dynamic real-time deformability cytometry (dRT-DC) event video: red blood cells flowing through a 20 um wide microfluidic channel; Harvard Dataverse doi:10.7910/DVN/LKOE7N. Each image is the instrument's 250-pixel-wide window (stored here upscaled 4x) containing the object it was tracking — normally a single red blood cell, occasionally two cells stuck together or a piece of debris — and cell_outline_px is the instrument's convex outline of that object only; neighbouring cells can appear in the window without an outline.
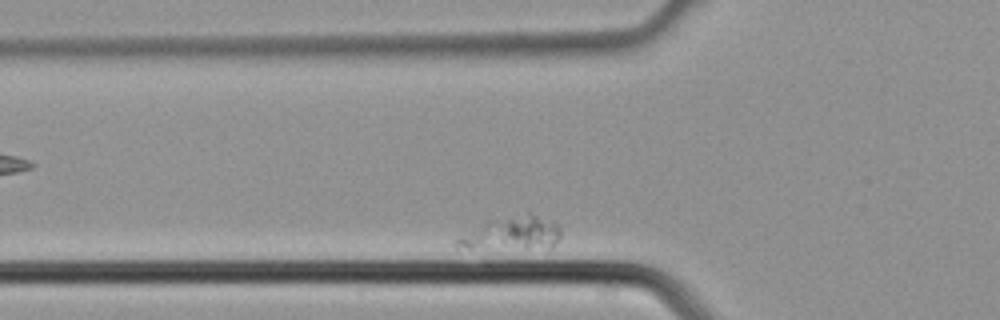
{"species": "common noctule bat (a hibernating species)", "species_latin": "Nyctalus noctula", "temperature_condition": "cold", "stored_images_in_passage": 5, "camera_frame_rate_fps": 3000, "um_per_image_px": 0.085, "animal": {"sex": "male", "body_mass_g": 21.5, "forearm_length_mm": 52.0}, "frame": {"image": 1, "passage_image": 5, "time_ms": 1.333, "image_size_px": [1000, 320], "cell_outline_px": [[560, 240], [552, 248], [456, 248], [452, 244], [456, 240], [488, 220], [528, 212], [556, 224], [560, 228]], "centroid_in_image_um": [43.54, 19.85], "position_along_channel_um": 82.3, "area_um2": 20.0}}